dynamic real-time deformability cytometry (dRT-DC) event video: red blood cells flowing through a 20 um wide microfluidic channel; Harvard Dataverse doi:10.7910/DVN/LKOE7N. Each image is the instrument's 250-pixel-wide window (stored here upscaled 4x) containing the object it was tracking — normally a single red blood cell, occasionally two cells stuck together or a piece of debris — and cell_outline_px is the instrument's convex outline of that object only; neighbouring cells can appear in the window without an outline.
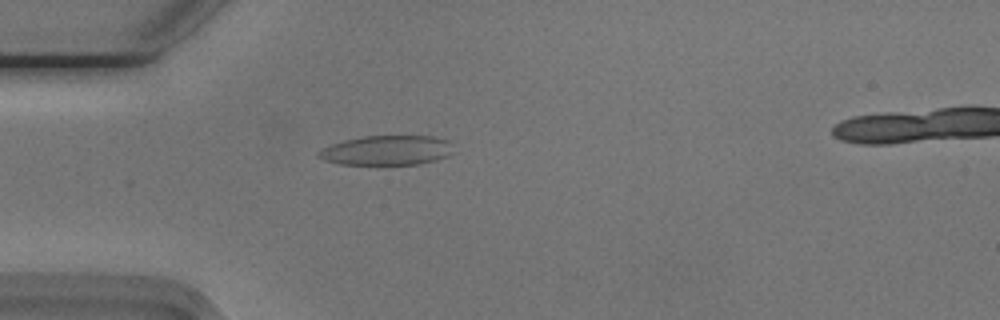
{"species": "Egyptian fruit bat (a non-hibernating species)", "species_latin": "Rousettus aegyptiacus", "temperature_condition": "cold", "stored_images_in_passage": 40, "camera_frame_rate_fps": 3000, "um_per_image_px": 0.085, "animal": {"sex": "male"}, "frame": {"image": 1, "passage_image": 1, "time_ms": 0.0, "image_size_px": [1000, 320], "cell_outline_px": [[448, 156], [436, 160], [420, 164], [384, 168], [340, 164], [324, 160], [316, 156], [316, 152], [320, 148], [344, 140], [360, 136], [432, 136], [448, 140]], "centroid_in_image_um": [32.76, 12.84], "position_along_channel_um": 52.2, "area_um2": 24.28}}
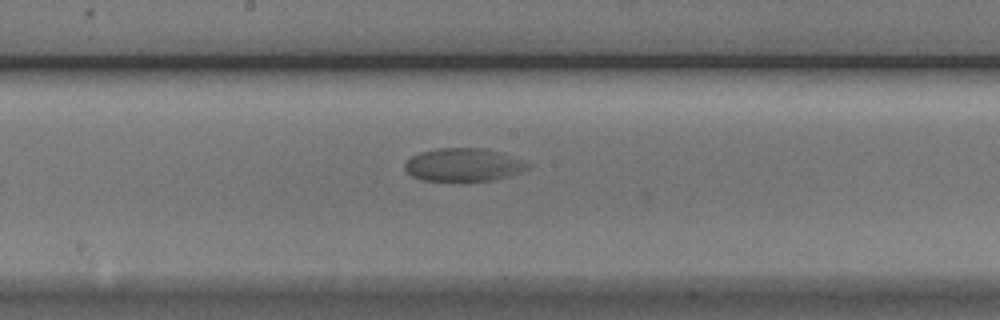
{"frame": {"image": 2, "passage_image": 15, "time_ms": 4.667, "image_size_px": [1000, 320], "cell_outline_px": [[532, 168], [508, 176], [492, 180], [460, 184], [420, 180], [412, 176], [404, 168], [404, 164], [412, 156], [420, 152], [436, 148], [484, 148], [500, 152], [532, 164]], "centroid_in_image_um": [39.39, 14.06], "position_along_channel_um": 208.8, "area_um2": 24.62}}
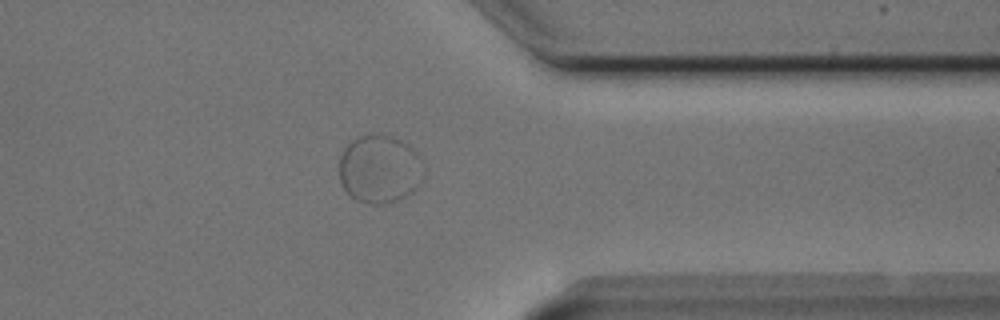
{"frame": {"image": 3, "passage_image": 30, "time_ms": 9.667, "image_size_px": [1000, 320], "cell_outline_px": [[416, 156], [412, 192], [388, 204], [368, 204], [356, 200], [344, 188], [340, 180], [340, 156], [344, 148], [352, 140], [360, 136], [396, 136], [408, 144]], "centroid_in_image_um": [32.1, 14.37], "position_along_channel_um": 379.3, "area_um2": 31.62}}